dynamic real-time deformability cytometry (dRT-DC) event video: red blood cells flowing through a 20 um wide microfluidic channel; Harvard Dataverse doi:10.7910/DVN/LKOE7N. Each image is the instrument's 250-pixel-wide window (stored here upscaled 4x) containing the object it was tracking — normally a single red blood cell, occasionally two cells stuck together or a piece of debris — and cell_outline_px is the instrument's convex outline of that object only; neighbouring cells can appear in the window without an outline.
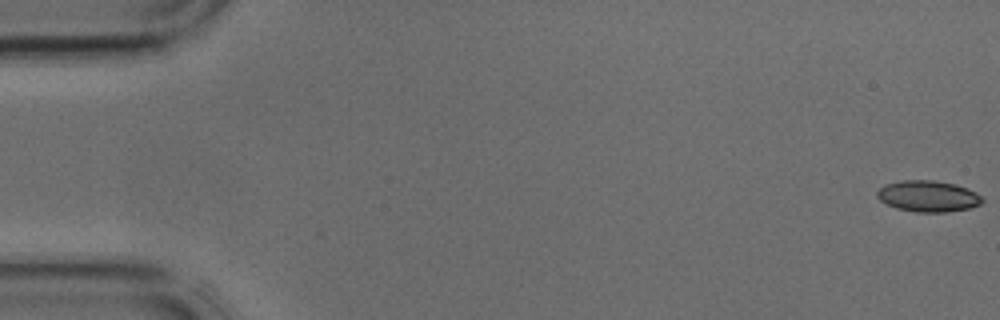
{"species": "common noctule bat (a hibernating species)", "species_latin": "Nyctalus noctula", "temperature_condition": "cold", "stored_images_in_passage": 43, "camera_frame_rate_fps": 3000, "um_per_image_px": 0.085, "animal": {"sex": "male", "body_mass_g": 17.9, "forearm_length_mm": 54.2}, "frame": {"image": 1, "passage_image": 1, "time_ms": 0.0, "image_size_px": [1000, 320], "cell_outline_px": [[984, 200], [980, 204], [968, 208], [944, 212], [916, 212], [896, 208], [880, 200], [876, 196], [876, 192], [884, 184], [900, 180], [932, 180], [956, 184], [968, 188], [976, 192]], "centroid_in_image_um": [78.87, 16.66], "position_along_channel_um": 6.1, "area_um2": 19.13}}
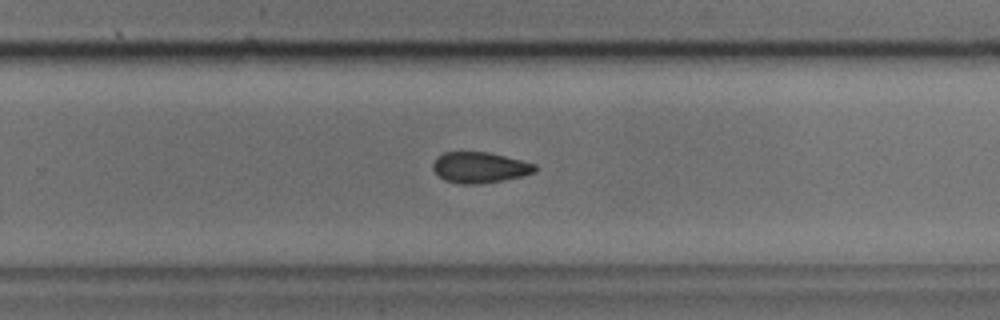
{"frame": {"image": 2, "passage_image": 28, "time_ms": 9.0, "image_size_px": [1000, 320], "cell_outline_px": [[536, 172], [524, 176], [504, 180], [480, 184], [460, 184], [444, 180], [432, 168], [432, 164], [436, 156], [444, 152], [488, 152], [536, 164]], "centroid_in_image_um": [40.77, 14.24], "position_along_channel_um": 289.0, "area_um2": 18.44}}
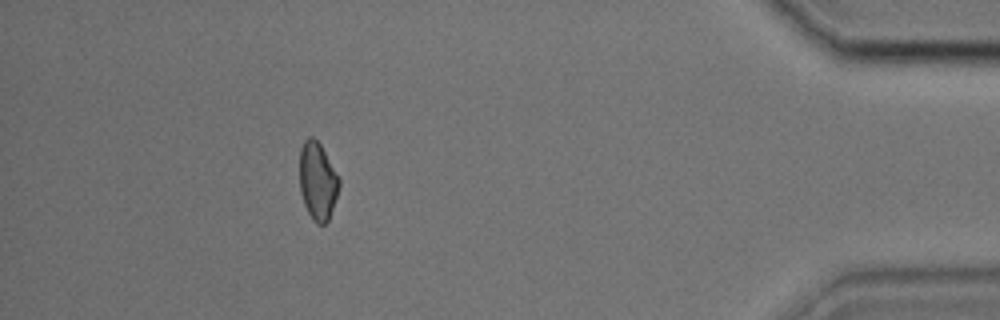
{"frame": {"image": 3, "passage_image": 39, "time_ms": 12.667, "image_size_px": [1000, 320], "cell_outline_px": [[340, 184], [328, 220], [324, 224], [316, 224], [308, 212], [304, 204], [300, 192], [300, 148], [304, 140], [308, 136], [312, 136], [320, 144], [340, 180]], "centroid_in_image_um": [26.97, 15.38], "position_along_channel_um": 408.2, "area_um2": 17.63}}